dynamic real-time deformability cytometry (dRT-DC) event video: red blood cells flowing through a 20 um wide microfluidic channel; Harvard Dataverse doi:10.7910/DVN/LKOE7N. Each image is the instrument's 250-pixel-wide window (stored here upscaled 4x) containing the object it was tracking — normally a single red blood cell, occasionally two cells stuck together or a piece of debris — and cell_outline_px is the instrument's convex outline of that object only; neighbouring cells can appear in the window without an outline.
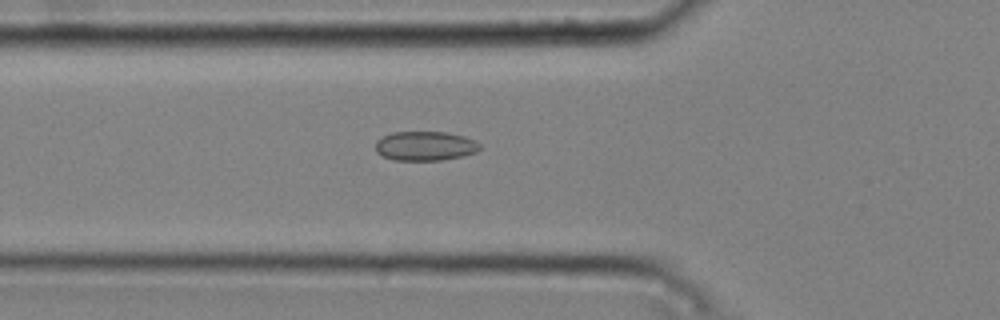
{"species": "common noctule bat (a hibernating species)", "species_latin": "Nyctalus noctula", "temperature_condition": "cold", "stored_images_in_passage": 39, "camera_frame_rate_fps": 3000, "um_per_image_px": 0.085, "animal": {"sex": "male", "body_mass_g": 20.4}, "frame": {"image": 1, "passage_image": 9, "time_ms": 2.667, "image_size_px": [1000, 320], "cell_outline_px": [[480, 148], [476, 152], [464, 156], [440, 160], [392, 160], [376, 152], [376, 140], [380, 136], [392, 132], [444, 132], [464, 136], [476, 140], [480, 144]], "centroid_in_image_um": [36.13, 12.4], "position_along_channel_um": 89.7, "area_um2": 17.98}}
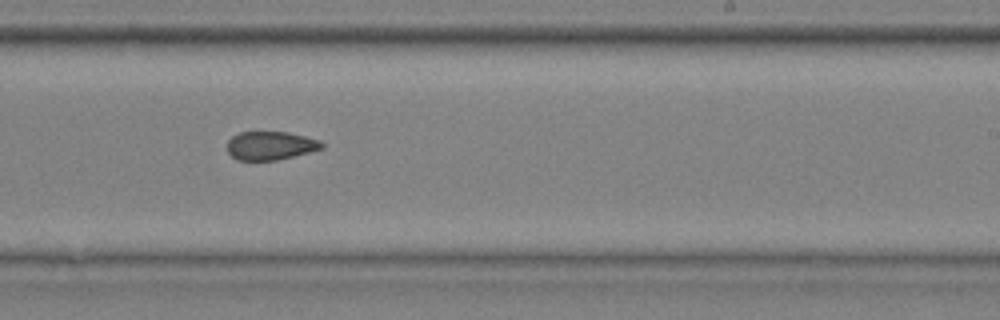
{"frame": {"image": 2, "passage_image": 23, "time_ms": 7.333, "image_size_px": [1000, 320], "cell_outline_px": [[324, 148], [276, 160], [236, 160], [228, 152], [228, 140], [232, 136], [240, 132], [288, 132], [320, 140], [324, 144]], "centroid_in_image_um": [22.98, 12.37], "position_along_channel_um": 266.0, "area_um2": 15.61}}
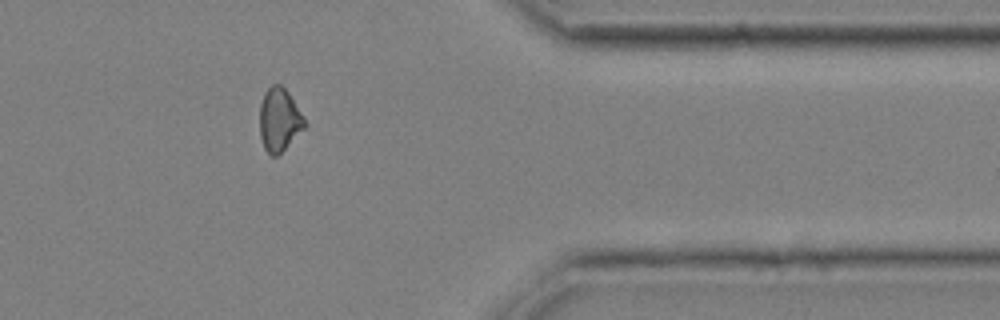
{"frame": {"image": 3, "passage_image": 34, "time_ms": 11.0, "image_size_px": [1000, 320], "cell_outline_px": [[308, 124], [276, 156], [272, 156], [264, 148], [260, 136], [260, 104], [264, 92], [272, 84], [280, 84], [288, 92], [304, 116]], "centroid_in_image_um": [23.74, 10.15], "position_along_channel_um": 387.7, "area_um2": 16.42}, "authors_computed_cell_mechanics": {"area_um2": 16.762, "velocity_mm_per_s": 3.7774, "shape_relaxation_time_tau1_ms": null, "shape_relaxation_time_tau2_ms": 2.9424, "deformation_change_tau1": null, "deformation_change_tau2": 0.0874}}